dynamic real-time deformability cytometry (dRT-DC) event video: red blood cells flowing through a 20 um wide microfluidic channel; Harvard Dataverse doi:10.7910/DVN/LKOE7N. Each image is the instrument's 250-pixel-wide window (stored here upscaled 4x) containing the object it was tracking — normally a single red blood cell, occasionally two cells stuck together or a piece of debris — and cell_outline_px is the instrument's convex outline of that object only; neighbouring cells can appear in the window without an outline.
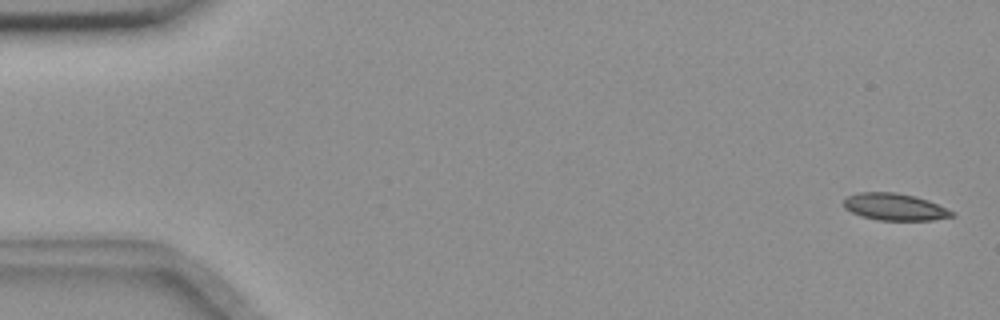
{"species": "common noctule bat (a hibernating species)", "species_latin": "Nyctalus noctula", "temperature_condition": "room temperature", "stored_images_in_passage": 55, "camera_frame_rate_fps": 3000, "um_per_image_px": 0.085, "animal": {"sex": "female", "body_mass_g": 18.4}, "frame": {"image": 1, "passage_image": 1, "time_ms": 0.0, "image_size_px": [1000, 320], "cell_outline_px": [[956, 216], [932, 220], [880, 220], [860, 216], [844, 208], [844, 200], [848, 196], [860, 192], [896, 192], [916, 196], [928, 200], [956, 212]], "centroid_in_image_um": [76.09, 17.58], "position_along_channel_um": 8.9, "area_um2": 17.11}}
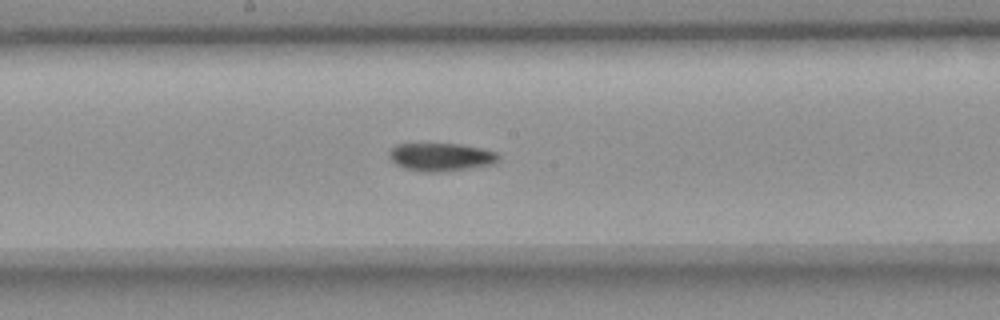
{"frame": {"image": 2, "passage_image": 29, "time_ms": 9.333, "image_size_px": [1000, 320], "cell_outline_px": [[500, 160], [496, 164], [472, 168], [444, 172], [424, 172], [404, 168], [396, 164], [388, 156], [388, 152], [396, 144], [460, 144], [480, 148], [496, 152], [500, 156]], "centroid_in_image_um": [37.52, 13.36], "position_along_channel_um": 210.7, "area_um2": 18.09}}
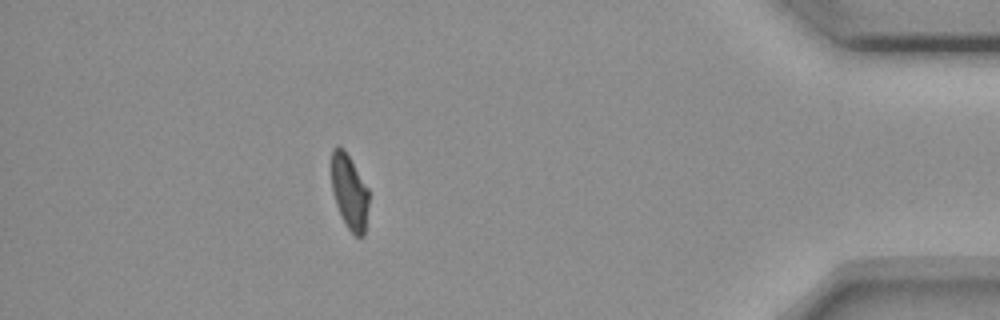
{"frame": {"image": 3, "passage_image": 49, "time_ms": 16.0, "image_size_px": [1000, 320], "cell_outline_px": [[368, 204], [364, 236], [356, 236], [348, 228], [336, 204], [332, 188], [332, 148], [344, 148], [368, 188]], "centroid_in_image_um": [29.71, 16.3], "position_along_channel_um": 405.5, "area_um2": 15.84}}